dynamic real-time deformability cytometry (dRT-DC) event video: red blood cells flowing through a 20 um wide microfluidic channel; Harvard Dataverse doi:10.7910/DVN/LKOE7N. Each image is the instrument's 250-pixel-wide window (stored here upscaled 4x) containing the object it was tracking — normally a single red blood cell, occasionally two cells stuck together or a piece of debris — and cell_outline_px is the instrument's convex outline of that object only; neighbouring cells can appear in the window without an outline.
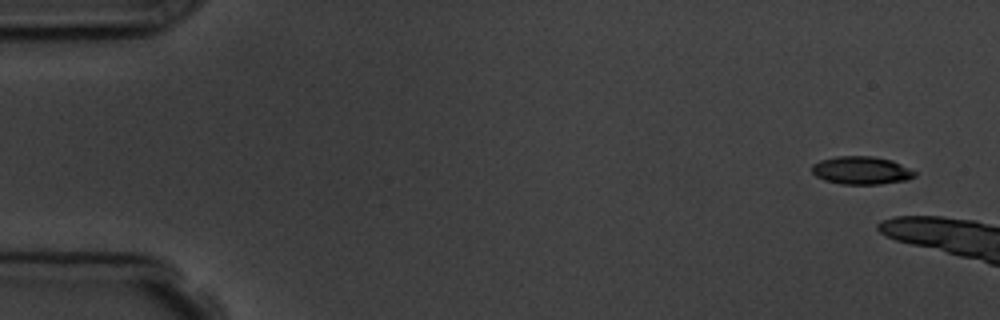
{"species": "common noctule bat (a hibernating species)", "species_latin": "Nyctalus noctula", "temperature_condition": "room temperature", "stored_images_in_passage": 3, "camera_frame_rate_fps": 3000, "um_per_image_px": 0.085, "animal": {"sex": "male", "body_mass_g": 19.5, "forearm_length_mm": 54.6}, "frame": {"image": 1, "passage_image": 1, "time_ms": 0.0, "image_size_px": [1000, 320], "cell_outline_px": [[916, 176], [908, 180], [880, 184], [840, 184], [824, 180], [816, 176], [812, 172], [812, 164], [820, 160], [836, 156], [872, 156], [892, 160], [916, 172]], "centroid_in_image_um": [73.2, 14.48], "position_along_channel_um": 11.8, "area_um2": 16.82}}